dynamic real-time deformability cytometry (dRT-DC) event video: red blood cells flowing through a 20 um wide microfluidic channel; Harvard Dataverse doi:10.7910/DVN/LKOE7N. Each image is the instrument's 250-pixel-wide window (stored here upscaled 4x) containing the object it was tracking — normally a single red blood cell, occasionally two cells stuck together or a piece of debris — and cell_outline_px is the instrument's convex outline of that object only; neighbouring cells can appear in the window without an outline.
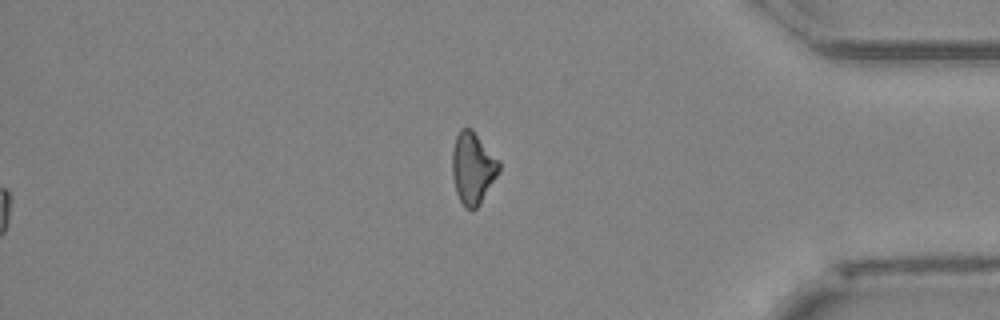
{"species": "Egyptian fruit bat (a non-hibernating species)", "species_latin": "Rousettus aegyptiacus", "temperature_condition": "cold", "stored_images_in_passage": 51, "segment_of_instrument_passage": [2, 2], "camera_frame_rate_fps": 3000, "um_per_image_px": 0.085, "animal": {"sex": "female"}, "frame": {"image": 1, "passage_image": 51, "time_ms": 16.667, "image_size_px": [1000, 320], "cell_outline_px": [[500, 172], [480, 204], [472, 212], [460, 200], [456, 192], [452, 176], [452, 148], [456, 136], [460, 128], [472, 128], [500, 160]], "centroid_in_image_um": [40.2, 14.26], "position_along_channel_um": 395.0, "area_um2": 19.88}}